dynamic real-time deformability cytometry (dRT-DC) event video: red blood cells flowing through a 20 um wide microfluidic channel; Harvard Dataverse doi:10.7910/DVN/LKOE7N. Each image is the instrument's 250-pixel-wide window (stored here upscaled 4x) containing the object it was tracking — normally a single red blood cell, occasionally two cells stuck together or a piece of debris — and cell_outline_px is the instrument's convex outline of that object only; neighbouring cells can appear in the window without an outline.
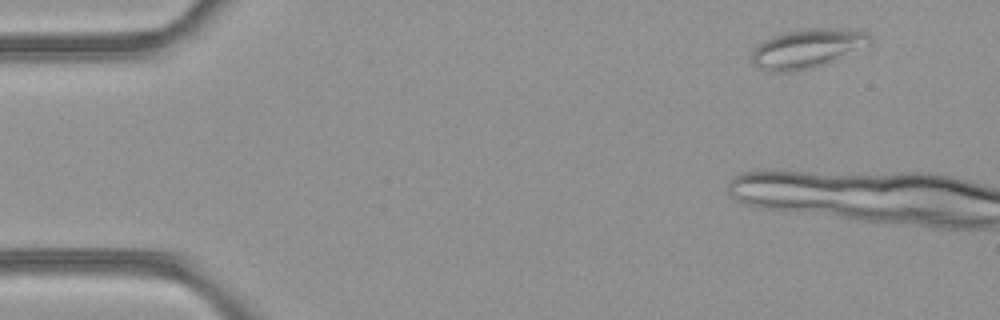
{"species": "common noctule bat (a hibernating species)", "species_latin": "Nyctalus noctula", "temperature_condition": "room temperature", "stored_images_in_passage": 7, "camera_frame_rate_fps": 3000, "um_per_image_px": 0.085, "animal": {"sex": "female", "body_mass_g": 21.9}, "frame": {"image": 1, "passage_image": 1, "time_ms": 0.0, "image_size_px": [1000, 320], "cell_outline_px": [[868, 44], [828, 64], [812, 68], [788, 72], [780, 72], [764, 68], [752, 64], [752, 52], [764, 40], [772, 36], [788, 32], [808, 28], [860, 28], [868, 32]], "centroid_in_image_um": [68.66, 4.1], "position_along_channel_um": 16.3, "area_um2": 26.65}}